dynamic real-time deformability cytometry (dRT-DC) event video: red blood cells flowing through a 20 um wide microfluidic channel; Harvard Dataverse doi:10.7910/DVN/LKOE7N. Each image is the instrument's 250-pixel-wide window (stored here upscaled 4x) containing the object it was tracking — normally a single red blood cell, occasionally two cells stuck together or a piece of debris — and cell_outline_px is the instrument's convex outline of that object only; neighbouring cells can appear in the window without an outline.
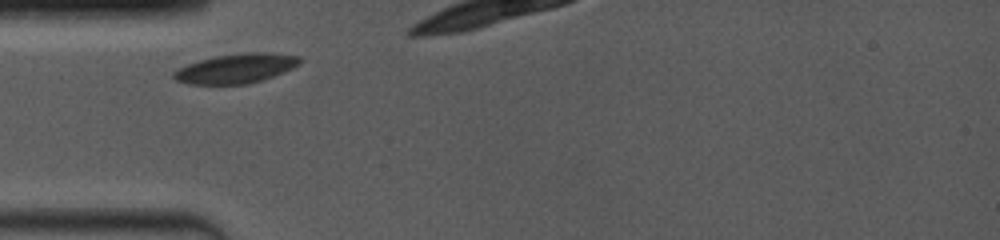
{"species": "common noctule bat (a hibernating species)", "species_latin": "Nyctalus noctula", "temperature_condition": "room temperature", "stored_images_in_passage": 4, "camera_frame_rate_fps": 4000, "um_per_image_px": 0.085, "animal": {"sex": "female", "body_mass_g": 19.0, "forearm_length_mm": 53.3}, "frame": {"image": 1, "passage_image": 1, "time_ms": 0.0, "image_size_px": [1000, 240], "cell_outline_px": [[304, 60], [300, 64], [284, 72], [248, 84], [188, 84], [176, 80], [172, 76], [172, 72], [188, 64], [200, 60], [216, 56], [244, 52], [268, 52], [300, 56]], "centroid_in_image_um": [20.09, 5.81], "position_along_channel_um": 64.9, "area_um2": 21.68}}